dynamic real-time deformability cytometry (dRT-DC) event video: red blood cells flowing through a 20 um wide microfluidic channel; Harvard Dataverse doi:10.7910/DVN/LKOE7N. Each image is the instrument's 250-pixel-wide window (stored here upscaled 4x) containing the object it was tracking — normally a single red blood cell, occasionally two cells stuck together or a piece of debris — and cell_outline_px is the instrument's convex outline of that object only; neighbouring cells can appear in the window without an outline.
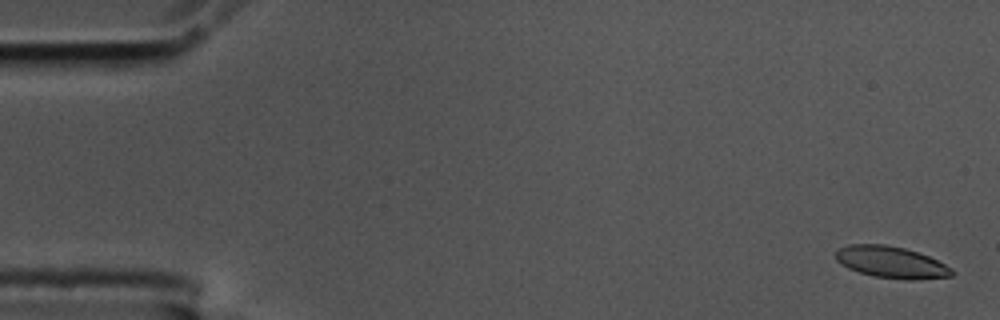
{"species": "common noctule bat (a hibernating species)", "species_latin": "Nyctalus noctula", "temperature_condition": "cold", "stored_images_in_passage": 57, "camera_frame_rate_fps": 3000, "um_per_image_px": 0.085, "animal": {"sex": "male", "body_mass_g": 17.5, "forearm_length_mm": 52.3}, "frame": {"image": 1, "passage_image": 2, "time_ms": 0.333, "image_size_px": [1000, 320], "cell_outline_px": [[956, 272], [952, 276], [912, 280], [908, 280], [872, 276], [848, 268], [840, 264], [836, 260], [836, 252], [840, 248], [848, 244], [884, 244], [904, 248], [928, 256], [952, 268]], "centroid_in_image_um": [75.75, 22.29], "position_along_channel_um": 9.2, "area_um2": 21.39}}
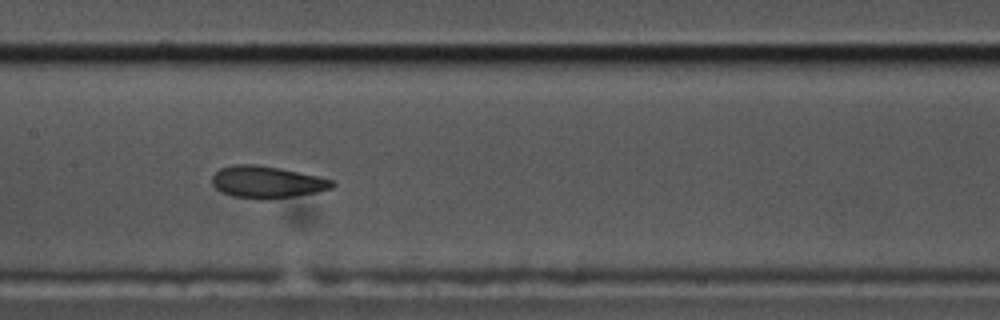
{"frame": {"image": 2, "passage_image": 28, "time_ms": 9.0, "image_size_px": [1000, 320], "cell_outline_px": [[336, 184], [332, 188], [316, 192], [268, 200], [232, 196], [220, 192], [212, 184], [212, 176], [220, 168], [232, 164], [256, 164], [280, 168], [316, 176], [332, 180]], "centroid_in_image_um": [22.64, 15.47], "position_along_channel_um": 184.8, "area_um2": 22.37}}
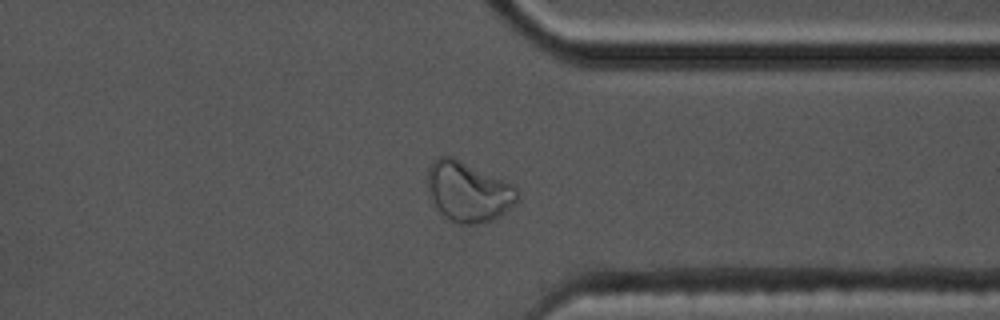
{"frame": {"image": 3, "passage_image": 44, "time_ms": 14.333, "image_size_px": [1000, 320], "cell_outline_px": [[520, 196], [516, 204], [492, 220], [480, 224], [456, 224], [444, 216], [432, 200], [428, 188], [428, 168], [440, 156], [452, 156], [504, 180], [512, 184], [520, 192]], "centroid_in_image_um": [39.84, 16.31], "position_along_channel_um": 371.6, "area_um2": 31.27}, "authors_computed_cell_mechanics": {"area_um2": 22.5998, "velocity_mm_per_s": 3.5494, "shape_relaxation_time_tau1_ms": 7.5153, "shape_relaxation_time_tau2_ms": 1.4297, "deformation_change_tau1": 0.1909, "deformation_change_tau2": 0.0592}}